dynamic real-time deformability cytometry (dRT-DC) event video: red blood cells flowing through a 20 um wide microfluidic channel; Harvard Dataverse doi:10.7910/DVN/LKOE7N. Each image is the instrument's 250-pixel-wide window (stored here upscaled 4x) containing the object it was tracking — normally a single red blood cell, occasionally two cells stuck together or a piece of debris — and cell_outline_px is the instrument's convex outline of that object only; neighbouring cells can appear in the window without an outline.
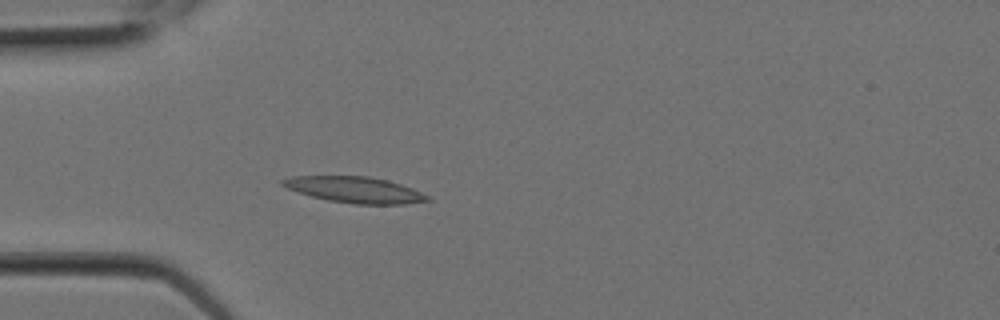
{"species": "Egyptian fruit bat (a non-hibernating species)", "species_latin": "Rousettus aegyptiacus", "temperature_condition": "room temperature", "stored_images_in_passage": 9, "camera_frame_rate_fps": 3000, "um_per_image_px": 0.085, "animal": {"sex": "female"}, "frame": {"image": 1, "passage_image": 6, "time_ms": 1.667, "image_size_px": [1000, 320], "cell_outline_px": [[432, 200], [404, 204], [356, 204], [328, 200], [312, 196], [288, 188], [280, 184], [280, 180], [292, 176], [368, 176], [388, 180], [412, 188], [428, 196]], "centroid_in_image_um": [30.16, 16.12], "position_along_channel_um": 54.8, "area_um2": 21.79}}
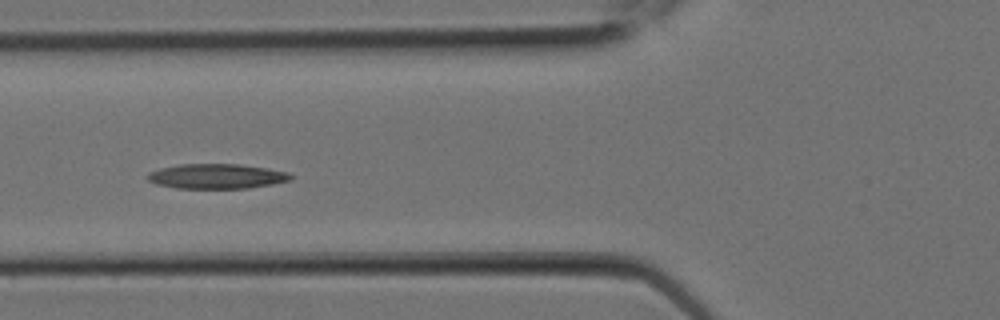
{"frame": {"image": 2, "passage_image": 8, "time_ms": 2.333, "image_size_px": [1000, 320], "cell_outline_px": [[292, 176], [288, 180], [272, 184], [248, 188], [176, 188], [156, 184], [148, 180], [148, 172], [160, 168], [180, 164], [240, 164], [268, 168], [288, 172]], "centroid_in_image_um": [18.39, 14.98], "position_along_channel_um": 107.4, "area_um2": 20.63}}
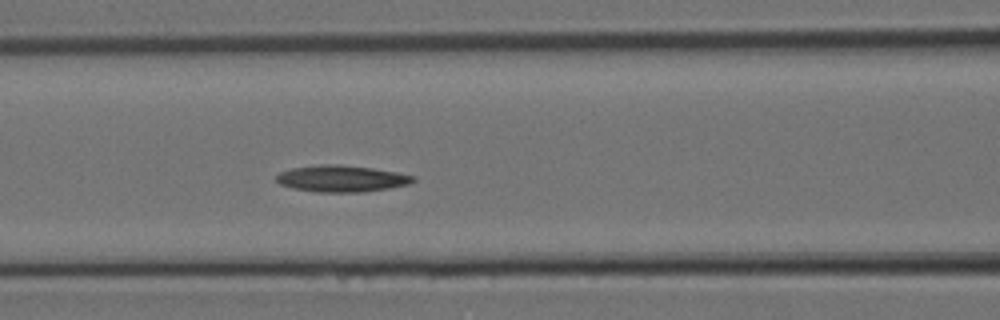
{"frame": {"image": 3, "passage_image": 9, "time_ms": 2.667, "image_size_px": [1000, 320], "cell_outline_px": [[416, 180], [408, 184], [388, 188], [364, 192], [316, 192], [292, 188], [280, 184], [276, 180], [276, 176], [280, 172], [292, 168], [324, 164], [340, 164], [372, 168], [396, 172], [416, 176]], "centroid_in_image_um": [29.04, 15.18], "position_along_channel_um": 137.6, "area_um2": 21.15}}